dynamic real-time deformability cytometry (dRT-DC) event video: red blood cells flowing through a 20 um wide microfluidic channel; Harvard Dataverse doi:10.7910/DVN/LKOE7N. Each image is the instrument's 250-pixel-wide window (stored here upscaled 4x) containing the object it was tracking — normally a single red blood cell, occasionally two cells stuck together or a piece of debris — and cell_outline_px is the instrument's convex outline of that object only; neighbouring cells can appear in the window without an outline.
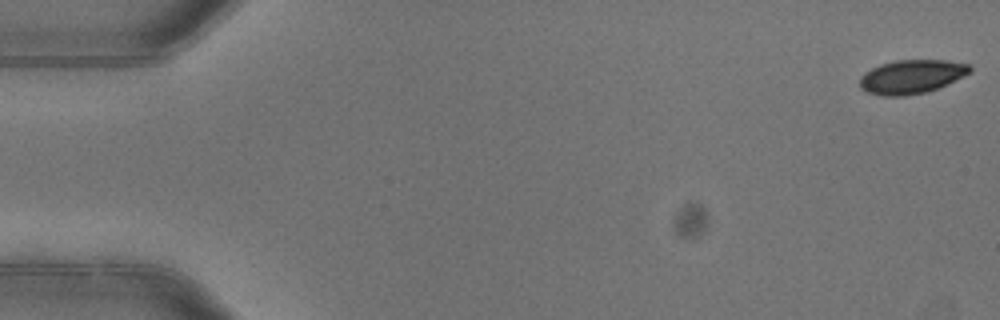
{"species": "common noctule bat (a hibernating species)", "species_latin": "Nyctalus noctula", "temperature_condition": "warm", "stored_images_in_passage": 5, "camera_frame_rate_fps": 3000, "um_per_image_px": 0.085, "animal": {"sex": "female"}, "frame": {"image": 1, "passage_image": 1, "time_ms": 0.0, "image_size_px": [1000, 320], "cell_outline_px": [[972, 72], [964, 76], [936, 88], [924, 92], [904, 96], [884, 96], [868, 92], [860, 88], [860, 76], [864, 72], [880, 64], [896, 60], [944, 60], [968, 64], [972, 68]], "centroid_in_image_um": [77.46, 6.51], "position_along_channel_um": 7.5, "area_um2": 21.56}}